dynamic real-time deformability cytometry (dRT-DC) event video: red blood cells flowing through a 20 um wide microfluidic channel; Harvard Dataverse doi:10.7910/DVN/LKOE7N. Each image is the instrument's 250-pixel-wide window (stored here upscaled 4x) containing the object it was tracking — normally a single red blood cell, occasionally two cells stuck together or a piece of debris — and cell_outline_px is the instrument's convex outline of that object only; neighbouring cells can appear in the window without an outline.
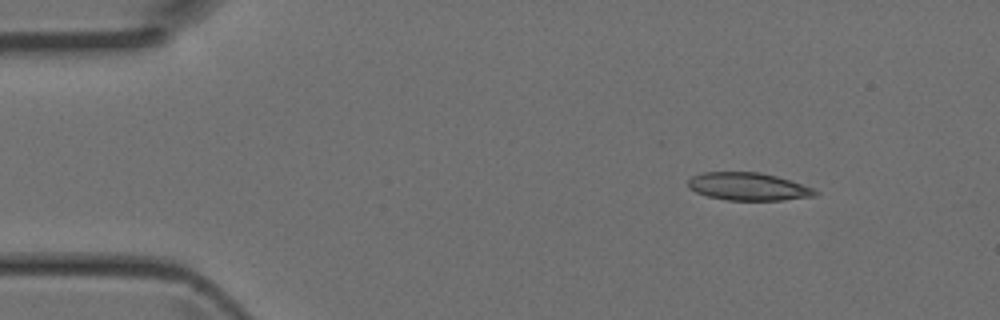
{"species": "Egyptian fruit bat (a non-hibernating species)", "species_latin": "Rousettus aegyptiacus", "temperature_condition": "room temperature", "stored_images_in_passage": 3, "camera_frame_rate_fps": 3000, "um_per_image_px": 0.085, "animal": {"sex": "female"}, "frame": {"image": 1, "passage_image": 1, "time_ms": 0.0, "image_size_px": [1000, 320], "cell_outline_px": [[820, 192], [816, 196], [784, 200], [728, 200], [708, 196], [696, 192], [688, 188], [688, 180], [692, 176], [704, 172], [760, 172], [776, 176], [812, 188]], "centroid_in_image_um": [63.59, 15.86], "position_along_channel_um": 21.4, "area_um2": 20.46}}
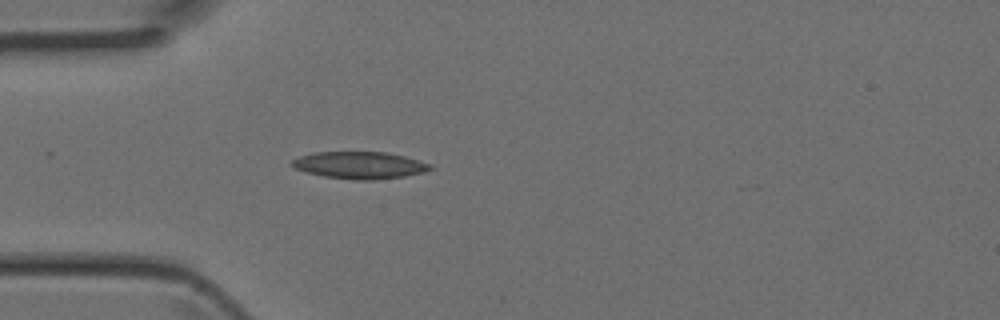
{"frame": {"image": 2, "passage_image": 3, "time_ms": 0.667, "image_size_px": [1000, 320], "cell_outline_px": [[436, 168], [424, 172], [404, 176], [372, 180], [356, 180], [324, 176], [308, 172], [296, 168], [288, 164], [292, 160], [300, 156], [312, 152], [384, 152], [404, 156], [432, 164]], "centroid_in_image_um": [30.59, 14.04], "position_along_channel_um": 54.4, "area_um2": 21.79}}